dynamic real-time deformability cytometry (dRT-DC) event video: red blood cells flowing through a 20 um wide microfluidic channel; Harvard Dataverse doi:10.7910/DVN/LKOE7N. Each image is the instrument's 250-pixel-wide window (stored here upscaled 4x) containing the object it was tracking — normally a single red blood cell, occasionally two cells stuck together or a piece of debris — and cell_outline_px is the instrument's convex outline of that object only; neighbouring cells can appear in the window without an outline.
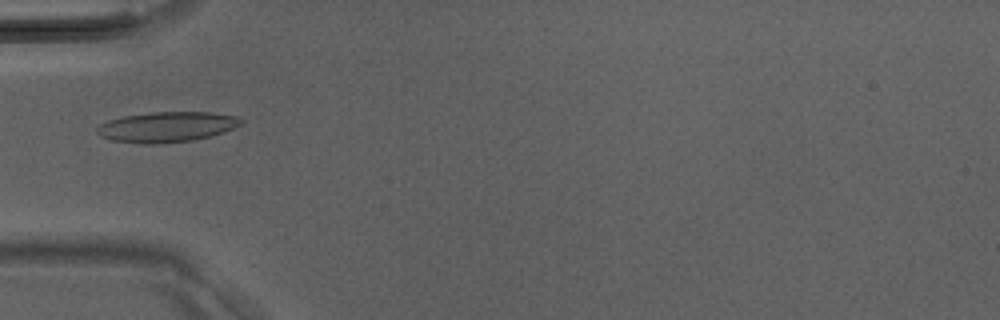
{"species": "Egyptian fruit bat (a non-hibernating species)", "species_latin": "Rousettus aegyptiacus", "temperature_condition": "room temperature", "stored_images_in_passage": 41, "camera_frame_rate_fps": 3000, "um_per_image_px": 0.085, "animal": {"sex": "male"}, "frame": {"image": 1, "passage_image": 14, "time_ms": 4.333, "image_size_px": [1000, 320], "cell_outline_px": [[244, 120], [240, 124], [224, 132], [192, 140], [156, 144], [144, 144], [112, 140], [100, 136], [96, 132], [96, 128], [100, 124], [108, 120], [124, 116], [152, 112], [212, 112], [240, 116]], "centroid_in_image_um": [14.17, 10.78], "position_along_channel_um": 70.8, "area_um2": 25.43}}
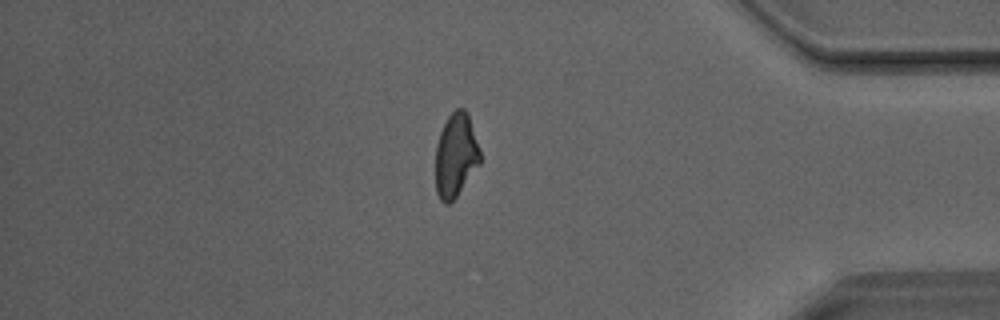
{"frame": {"image": 2, "passage_image": 35, "time_ms": 11.333, "image_size_px": [1000, 320], "cell_outline_px": [[480, 164], [456, 196], [448, 204], [444, 204], [440, 200], [436, 192], [436, 144], [440, 132], [448, 116], [456, 108], [464, 108], [468, 112], [480, 152]], "centroid_in_image_um": [38.73, 13.19], "position_along_channel_um": 396.5, "area_um2": 21.68}}
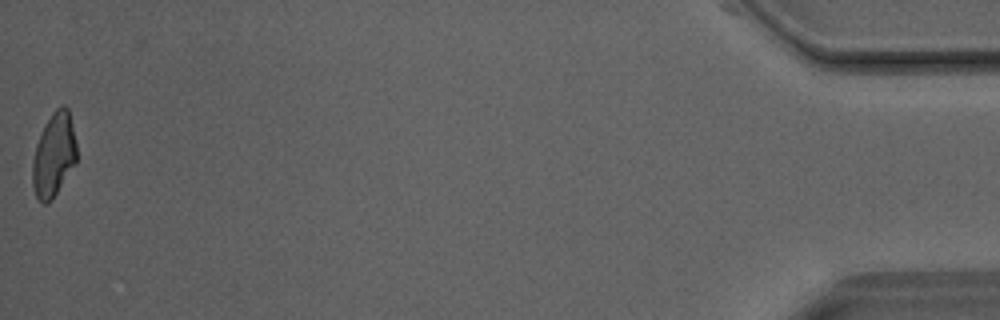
{"frame": {"image": 3, "passage_image": 41, "time_ms": 13.333, "image_size_px": [1000, 320], "cell_outline_px": [[76, 164], [52, 200], [44, 204], [36, 196], [32, 184], [32, 160], [36, 144], [44, 124], [52, 112], [60, 104], [64, 104], [68, 108], [76, 144]], "centroid_in_image_um": [4.57, 13.16], "position_along_channel_um": 430.6, "area_um2": 21.73}}